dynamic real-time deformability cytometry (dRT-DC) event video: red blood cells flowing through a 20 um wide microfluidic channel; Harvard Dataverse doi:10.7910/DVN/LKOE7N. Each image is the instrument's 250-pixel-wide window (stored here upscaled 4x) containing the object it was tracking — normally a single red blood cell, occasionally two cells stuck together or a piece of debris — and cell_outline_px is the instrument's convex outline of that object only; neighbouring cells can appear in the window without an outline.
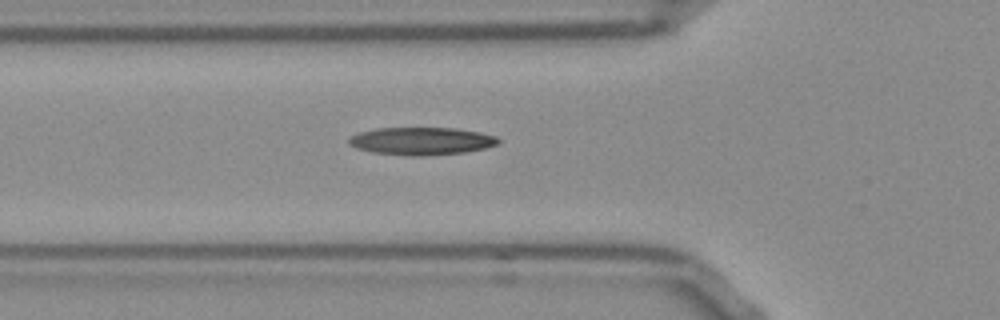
{"species": "Egyptian fruit bat (a non-hibernating species)", "species_latin": "Rousettus aegyptiacus", "temperature_condition": "room temperature", "stored_images_in_passage": 31, "camera_frame_rate_fps": 3000, "um_per_image_px": 0.085, "frame": {"image": 1, "passage_image": 2, "time_ms": 0.333, "image_size_px": [1000, 320], "cell_outline_px": [[500, 144], [484, 148], [464, 152], [420, 156], [408, 156], [372, 152], [356, 148], [348, 144], [348, 136], [360, 132], [376, 128], [456, 128], [480, 132], [496, 136], [500, 140]], "centroid_in_image_um": [35.8, 11.99], "position_along_channel_um": 90.0, "area_um2": 24.22}}
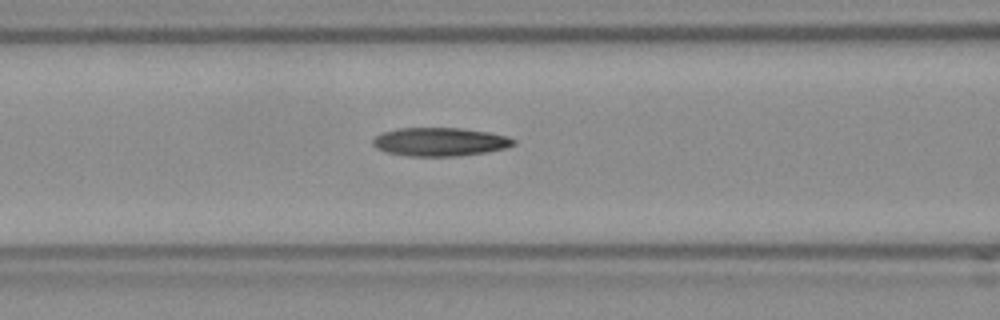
{"frame": {"image": 2, "passage_image": 5, "time_ms": 1.333, "image_size_px": [1000, 320], "cell_outline_px": [[516, 144], [504, 148], [484, 152], [456, 156], [408, 156], [388, 152], [376, 148], [372, 144], [372, 140], [376, 136], [384, 132], [396, 128], [460, 128], [488, 132], [508, 136], [516, 140]], "centroid_in_image_um": [37.39, 12.05], "position_along_channel_um": 129.2, "area_um2": 23.24}}
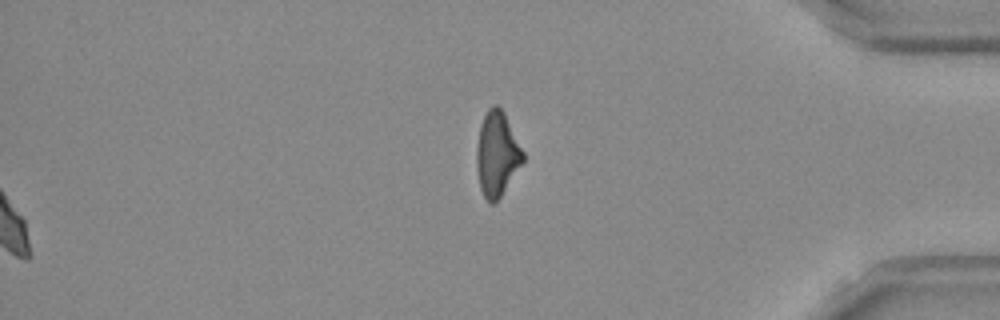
{"frame": {"image": 3, "passage_image": 28, "time_ms": 9.0, "image_size_px": [1000, 320], "cell_outline_px": [[524, 160], [500, 196], [492, 204], [484, 196], [480, 188], [476, 168], [476, 148], [480, 124], [488, 108], [492, 104], [496, 104], [504, 112], [524, 152]], "centroid_in_image_um": [42.22, 13.05], "position_along_channel_um": 393.0, "area_um2": 22.66}}